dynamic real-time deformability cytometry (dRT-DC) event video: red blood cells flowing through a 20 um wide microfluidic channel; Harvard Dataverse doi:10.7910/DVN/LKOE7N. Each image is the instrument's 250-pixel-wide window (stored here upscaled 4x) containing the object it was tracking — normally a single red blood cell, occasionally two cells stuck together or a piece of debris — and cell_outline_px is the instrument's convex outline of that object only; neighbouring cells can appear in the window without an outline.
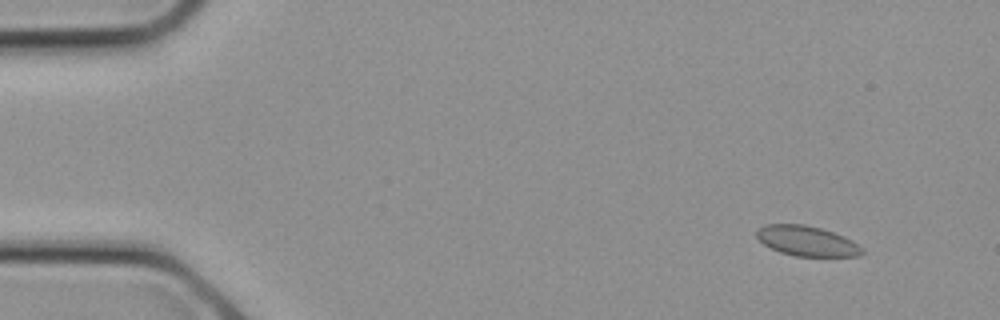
{"species": "common noctule bat (a hibernating species)", "species_latin": "Nyctalus noctula", "temperature_condition": "cold", "stored_images_in_passage": 11, "camera_frame_rate_fps": 3000, "um_per_image_px": 0.085, "animal": {"sex": "female", "body_mass_g": 21.9}, "frame": {"image": 1, "passage_image": 2, "time_ms": 0.333, "image_size_px": [1000, 320], "cell_outline_px": [[864, 252], [860, 256], [796, 256], [780, 252], [764, 244], [756, 236], [756, 228], [764, 224], [804, 224], [820, 228], [844, 236], [852, 240], [864, 248]], "centroid_in_image_um": [68.59, 20.48], "position_along_channel_um": 16.4, "area_um2": 18.55}}
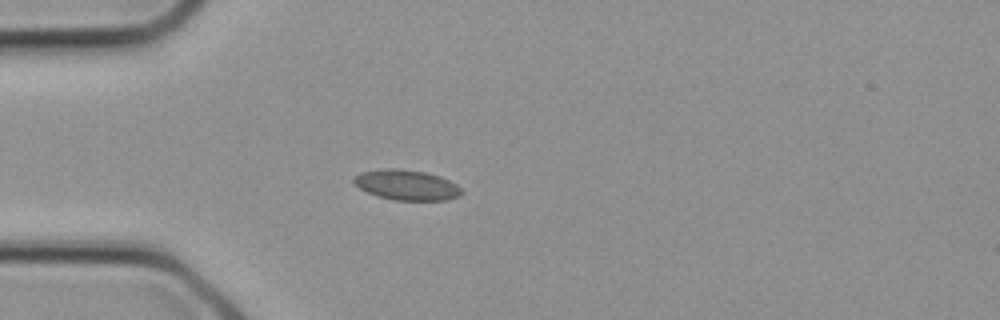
{"frame": {"image": 2, "passage_image": 7, "time_ms": 2.0, "image_size_px": [1000, 320], "cell_outline_px": [[464, 192], [460, 196], [448, 200], [392, 200], [376, 196], [360, 188], [352, 180], [360, 172], [380, 168], [400, 168], [424, 172], [440, 176], [456, 184]], "centroid_in_image_um": [34.57, 15.72], "position_along_channel_um": 50.4, "area_um2": 19.13}}
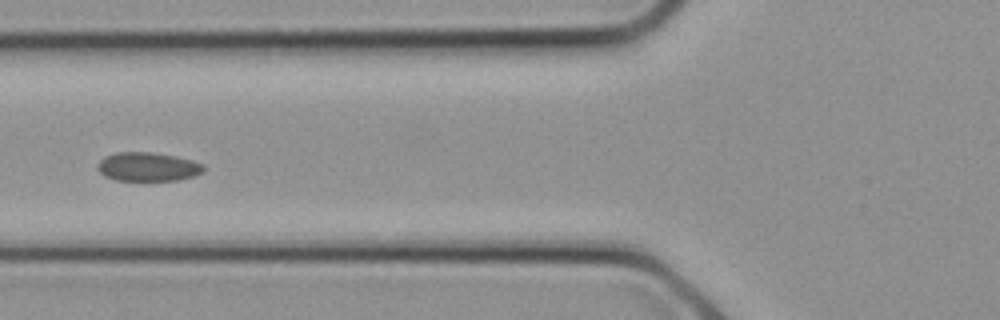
{"frame": {"image": 3, "passage_image": 10, "time_ms": 3.0, "image_size_px": [1000, 320], "cell_outline_px": [[204, 172], [192, 176], [176, 180], [116, 180], [104, 176], [96, 168], [100, 160], [104, 156], [116, 152], [152, 152], [176, 156], [192, 160], [204, 164]], "centroid_in_image_um": [12.55, 14.16], "position_along_channel_um": 113.2, "area_um2": 17.86}}